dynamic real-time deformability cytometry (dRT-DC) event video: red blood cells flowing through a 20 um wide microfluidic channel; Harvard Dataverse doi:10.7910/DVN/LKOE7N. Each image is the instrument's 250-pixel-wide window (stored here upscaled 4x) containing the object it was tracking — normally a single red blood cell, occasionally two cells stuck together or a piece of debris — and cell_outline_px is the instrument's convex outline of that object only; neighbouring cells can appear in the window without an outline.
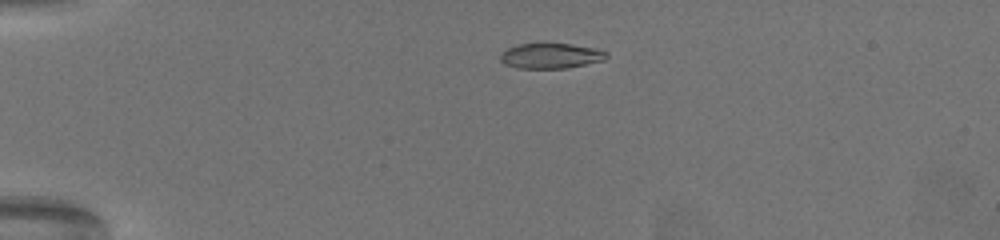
{"species": "common noctule bat (a hibernating species)", "species_latin": "Nyctalus noctula", "temperature_condition": "warm", "stored_images_in_passage": 49, "camera_frame_rate_fps": 3000, "um_per_image_px": 0.085, "animal": {"sex": "female", "body_mass_g": 19.5, "forearm_length_mm": 54.1}, "frame": {"image": 1, "passage_image": 2, "time_ms": 0.333, "image_size_px": [1000, 240], "cell_outline_px": [[608, 56], [604, 60], [568, 68], [516, 68], [504, 64], [500, 60], [500, 56], [508, 48], [516, 44], [544, 40], [572, 44], [596, 48], [608, 52]], "centroid_in_image_um": [46.81, 4.69], "position_along_channel_um": 38.2, "area_um2": 16.42}}
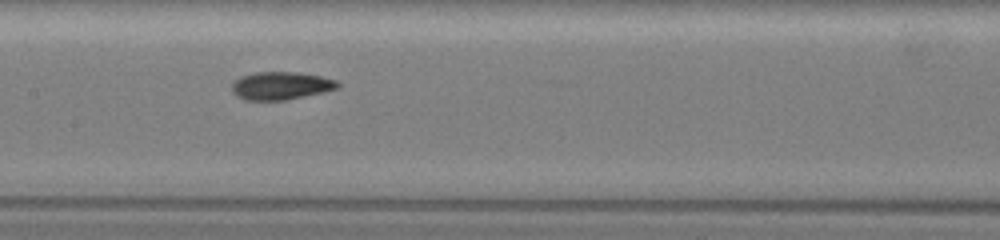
{"frame": {"image": 2, "passage_image": 20, "time_ms": 6.333, "image_size_px": [1000, 240], "cell_outline_px": [[340, 84], [336, 88], [324, 92], [284, 100], [244, 100], [236, 96], [232, 92], [232, 84], [240, 76], [252, 72], [296, 72], [320, 76], [336, 80]], "centroid_in_image_um": [23.83, 7.28], "position_along_channel_um": 183.6, "area_um2": 17.17}}
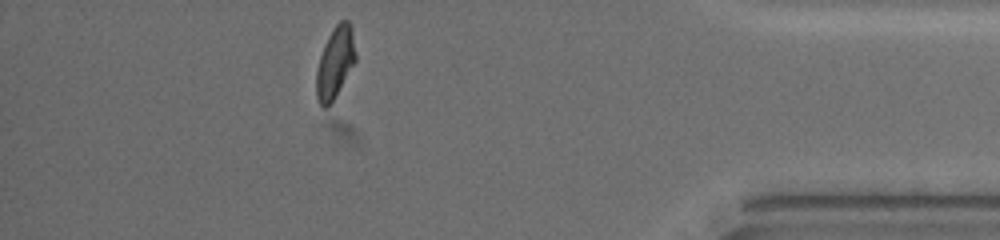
{"frame": {"image": 3, "passage_image": 43, "time_ms": 14.0, "image_size_px": [1000, 240], "cell_outline_px": [[356, 60], [328, 108], [324, 108], [320, 104], [316, 96], [316, 72], [320, 56], [328, 36], [336, 24], [340, 20], [348, 20], [352, 28], [356, 56]], "centroid_in_image_um": [28.48, 5.31], "position_along_channel_um": 406.7, "area_um2": 16.13}, "authors_computed_cell_mechanics": {"area_um2": 16.5308, "velocity_mm_per_s": 3.3924, "shape_relaxation_time_tau1_ms": 5.1553, "shape_relaxation_time_tau2_ms": 1.5203, "deformation_change_tau1": 0.1858, "deformation_change_tau2": 0.064}}